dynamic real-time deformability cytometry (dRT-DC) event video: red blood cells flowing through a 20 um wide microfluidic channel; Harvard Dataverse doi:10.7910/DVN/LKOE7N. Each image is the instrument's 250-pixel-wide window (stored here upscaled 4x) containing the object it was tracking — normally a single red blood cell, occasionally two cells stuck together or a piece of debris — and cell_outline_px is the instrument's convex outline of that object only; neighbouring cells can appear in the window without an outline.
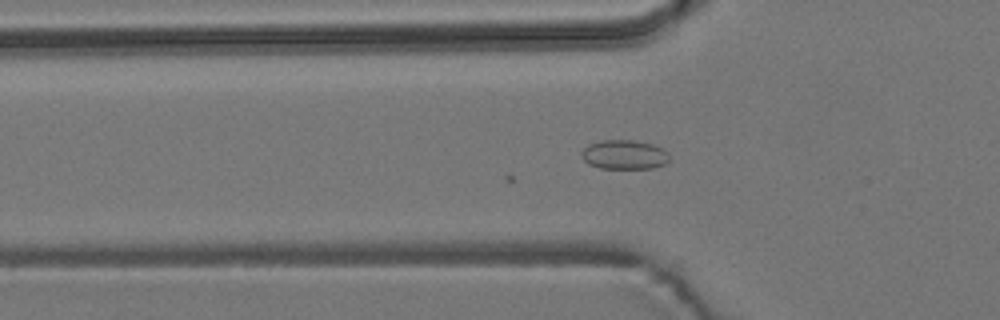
{"species": "common noctule bat (a hibernating species)", "species_latin": "Nyctalus noctula", "temperature_condition": "room temperature", "stored_images_in_passage": 42, "camera_frame_rate_fps": 3000, "um_per_image_px": 0.085, "animal": {"sex": "male", "body_mass_g": 19.2, "forearm_length_mm": 51.8}, "frame": {"image": 1, "passage_image": 5, "time_ms": 1.333, "image_size_px": [1000, 320], "cell_outline_px": [[668, 160], [664, 164], [652, 168], [600, 168], [588, 164], [580, 156], [580, 152], [588, 144], [600, 140], [632, 140], [652, 144], [668, 152]], "centroid_in_image_um": [53.01, 13.14], "position_along_channel_um": 72.8, "area_um2": 14.97}}
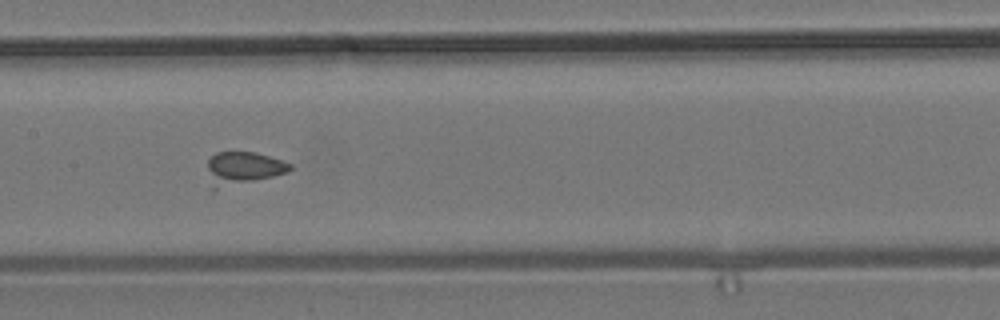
{"frame": {"image": 2, "passage_image": 14, "time_ms": 4.333, "image_size_px": [1000, 320], "cell_outline_px": [[292, 168], [288, 172], [272, 176], [252, 180], [220, 180], [208, 168], [208, 160], [216, 152], [256, 152], [292, 164]], "centroid_in_image_um": [20.9, 14.11], "position_along_channel_um": 186.5, "area_um2": 13.41}}
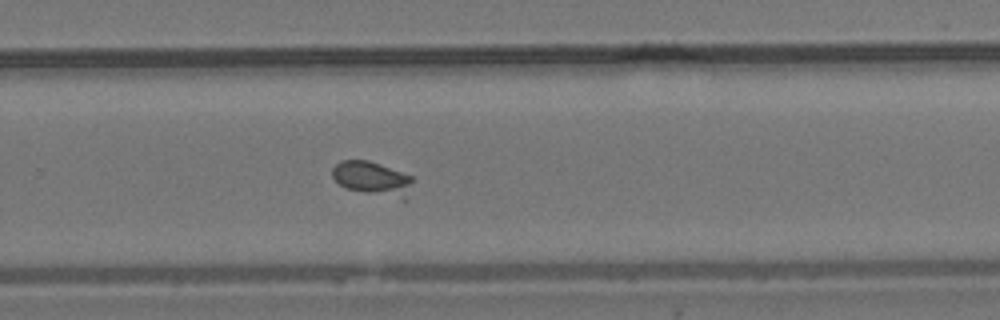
{"frame": {"image": 3, "passage_image": 23, "time_ms": 7.333, "image_size_px": [1000, 320], "cell_outline_px": [[412, 180], [408, 200], [404, 200], [364, 192], [348, 188], [340, 184], [332, 176], [332, 168], [340, 160], [368, 160], [412, 176]], "centroid_in_image_um": [31.68, 15.18], "position_along_channel_um": 298.1, "area_um2": 15.78}}